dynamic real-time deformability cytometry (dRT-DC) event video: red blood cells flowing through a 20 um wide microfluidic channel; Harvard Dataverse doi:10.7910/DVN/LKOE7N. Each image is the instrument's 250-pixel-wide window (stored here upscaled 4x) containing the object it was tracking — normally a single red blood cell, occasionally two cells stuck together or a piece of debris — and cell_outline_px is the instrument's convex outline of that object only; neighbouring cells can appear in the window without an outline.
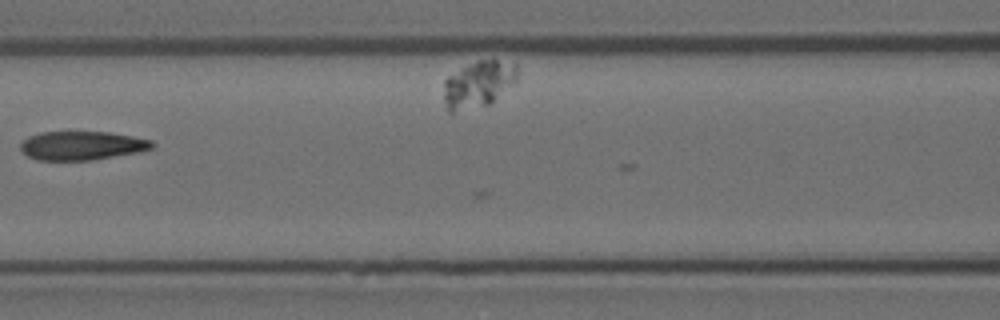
{"species": "Egyptian fruit bat (a non-hibernating species)", "species_latin": "Rousettus aegyptiacus", "temperature_condition": "room temperature", "stored_images_in_passage": 13, "camera_frame_rate_fps": 3000, "um_per_image_px": 0.085, "animal": {"sex": "female"}, "frame": {"image": 1, "passage_image": 9, "time_ms": 2.667, "image_size_px": [1000, 320], "cell_outline_px": [[156, 144], [152, 148], [136, 152], [92, 160], [36, 160], [28, 156], [20, 148], [20, 144], [28, 136], [40, 132], [108, 132], [132, 136], [152, 140]], "centroid_in_image_um": [6.95, 12.37], "position_along_channel_um": 159.7, "area_um2": 21.96}}
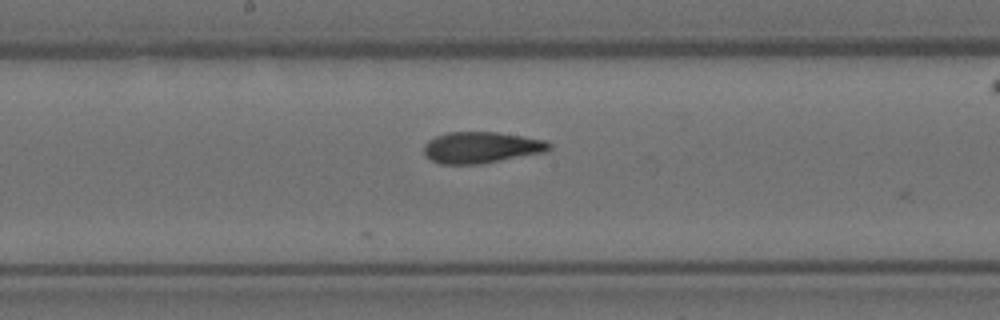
{"frame": {"image": 2, "passage_image": 13, "time_ms": 4.0, "image_size_px": [1000, 320], "cell_outline_px": [[552, 148], [544, 152], [480, 164], [440, 164], [432, 160], [424, 152], [424, 144], [428, 140], [436, 136], [448, 132], [500, 132], [548, 140], [552, 144]], "centroid_in_image_um": [40.95, 12.52], "position_along_channel_um": 207.3, "area_um2": 22.95}}